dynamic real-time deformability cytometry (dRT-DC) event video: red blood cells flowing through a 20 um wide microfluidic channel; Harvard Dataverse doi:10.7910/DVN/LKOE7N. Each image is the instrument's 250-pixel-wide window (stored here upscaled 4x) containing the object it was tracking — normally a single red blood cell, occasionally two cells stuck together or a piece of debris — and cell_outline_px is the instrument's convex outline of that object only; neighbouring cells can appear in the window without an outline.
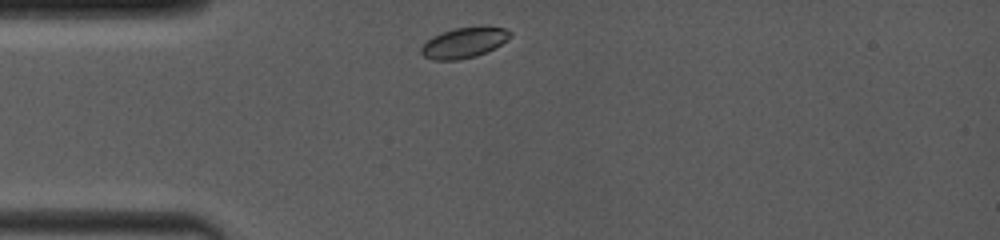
{"species": "common noctule bat (a hibernating species)", "species_latin": "Nyctalus noctula", "temperature_condition": "room temperature", "stored_images_in_passage": 14, "camera_frame_rate_fps": 4000, "um_per_image_px": 0.085, "animal": {"sex": "female", "body_mass_g": 19.0, "forearm_length_mm": 53.3}, "frame": {"image": 1, "passage_image": 1, "time_ms": 0.0, "image_size_px": [1000, 240], "cell_outline_px": [[512, 36], [508, 40], [476, 56], [456, 60], [432, 60], [424, 56], [420, 52], [420, 48], [432, 36], [456, 28], [504, 28], [512, 32]], "centroid_in_image_um": [39.41, 3.65], "position_along_channel_um": 45.6, "area_um2": 15.26}}
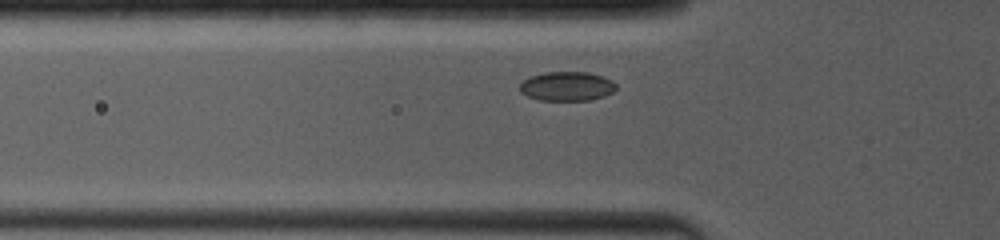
{"frame": {"image": 2, "passage_image": 8, "time_ms": 1.25, "image_size_px": [1000, 240], "cell_outline_px": [[616, 88], [612, 92], [604, 96], [588, 100], [540, 100], [528, 96], [520, 92], [520, 84], [528, 76], [544, 72], [588, 72], [612, 80], [616, 84]], "centroid_in_image_um": [48.16, 7.32], "position_along_channel_um": 77.6, "area_um2": 16.36}}
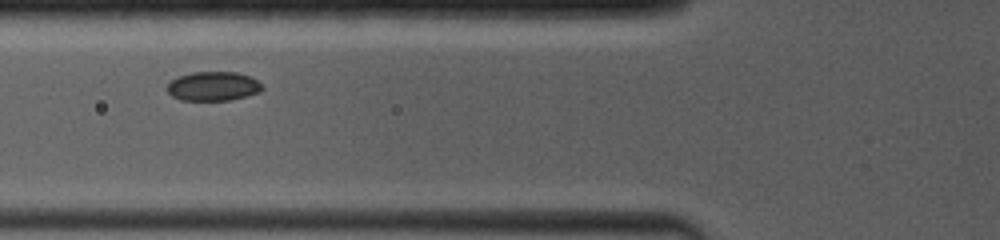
{"frame": {"image": 3, "passage_image": 13, "time_ms": 2.0, "image_size_px": [1000, 240], "cell_outline_px": [[264, 88], [260, 92], [232, 100], [180, 100], [172, 96], [164, 88], [172, 80], [180, 76], [192, 72], [236, 72], [248, 76], [256, 80]], "centroid_in_image_um": [18.1, 7.34], "position_along_channel_um": 107.7, "area_um2": 16.13}}